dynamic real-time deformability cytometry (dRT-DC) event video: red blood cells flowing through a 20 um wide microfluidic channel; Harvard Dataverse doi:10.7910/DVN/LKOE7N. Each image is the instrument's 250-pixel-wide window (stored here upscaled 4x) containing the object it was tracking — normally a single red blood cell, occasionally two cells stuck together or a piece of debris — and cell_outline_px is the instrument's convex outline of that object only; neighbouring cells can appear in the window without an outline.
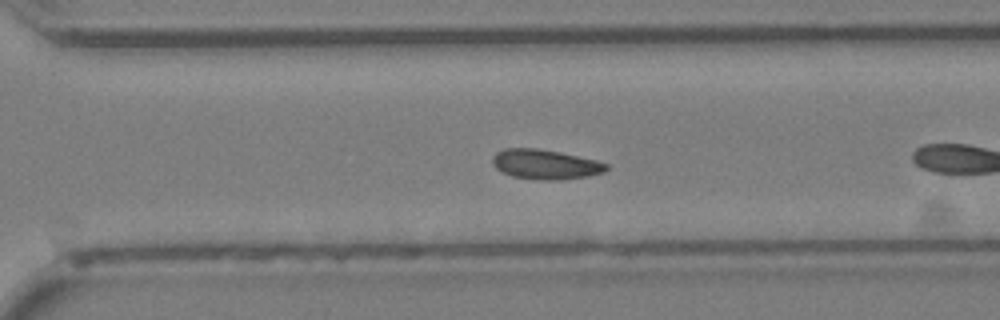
{"species": "Egyptian fruit bat (a non-hibernating species)", "species_latin": "Rousettus aegyptiacus", "temperature_condition": "cold", "stored_images_in_passage": 30, "camera_frame_rate_fps": 3000, "um_per_image_px": 0.085, "animal": {"sex": "female"}, "frame": {"image": 1, "passage_image": 17, "time_ms": 5.333, "image_size_px": [1000, 320], "cell_outline_px": [[608, 168], [604, 172], [588, 176], [560, 180], [536, 180], [512, 176], [500, 172], [496, 168], [492, 160], [492, 156], [496, 152], [504, 148], [536, 148], [560, 152], [596, 160], [608, 164]], "centroid_in_image_um": [46.33, 13.97], "position_along_channel_um": 324.3, "area_um2": 19.88}}